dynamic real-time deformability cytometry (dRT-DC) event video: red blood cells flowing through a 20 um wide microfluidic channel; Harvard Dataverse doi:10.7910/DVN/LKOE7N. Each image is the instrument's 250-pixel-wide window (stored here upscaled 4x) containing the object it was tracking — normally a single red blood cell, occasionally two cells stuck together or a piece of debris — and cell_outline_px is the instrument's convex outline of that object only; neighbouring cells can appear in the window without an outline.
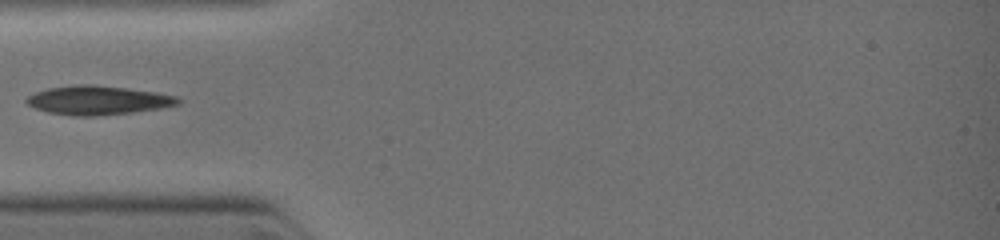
{"species": "common noctule bat (a hibernating species)", "species_latin": "Nyctalus noctula", "temperature_condition": "warm", "stored_images_in_passage": 15, "camera_frame_rate_fps": 3000, "um_per_image_px": 0.085, "animal": {"sex": "female", "body_mass_g": 19.0, "forearm_length_mm": 51.5}, "frame": {"image": 1, "passage_image": 1, "time_ms": 0.0, "image_size_px": [1000, 240], "cell_outline_px": [[180, 104], [160, 108], [132, 112], [92, 116], [72, 116], [48, 112], [36, 108], [28, 104], [24, 100], [28, 96], [36, 92], [48, 88], [88, 84], [124, 88], [156, 92], [176, 96], [180, 100]], "centroid_in_image_um": [8.32, 8.53], "position_along_channel_um": 76.7, "area_um2": 25.14}}
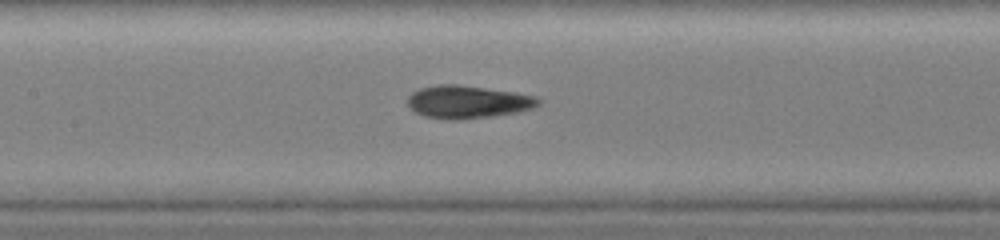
{"frame": {"image": 2, "passage_image": 8, "time_ms": 1.667, "image_size_px": [1000, 240], "cell_outline_px": [[540, 104], [532, 108], [516, 112], [492, 116], [456, 120], [452, 120], [424, 116], [416, 112], [408, 104], [408, 96], [412, 92], [420, 88], [440, 84], [456, 84], [516, 92], [536, 96], [540, 100]], "centroid_in_image_um": [39.76, 8.65], "position_along_channel_um": 167.6, "area_um2": 24.85}}
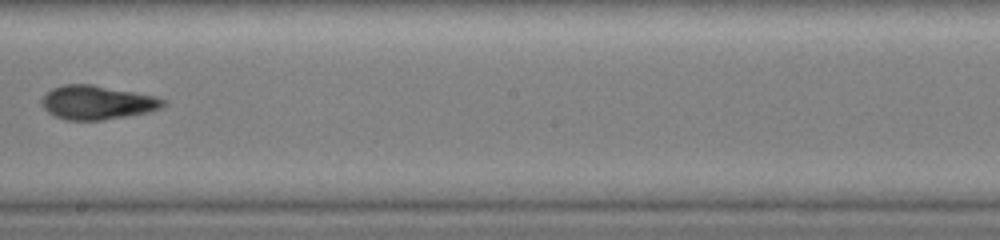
{"frame": {"image": 3, "passage_image": 13, "time_ms": 3.0, "image_size_px": [1000, 240], "cell_outline_px": [[164, 108], [152, 112], [104, 120], [68, 120], [56, 116], [48, 112], [44, 108], [40, 100], [52, 88], [64, 84], [92, 84], [156, 96], [164, 100]], "centroid_in_image_um": [8.29, 8.71], "position_along_channel_um": 239.9, "area_um2": 24.1}}